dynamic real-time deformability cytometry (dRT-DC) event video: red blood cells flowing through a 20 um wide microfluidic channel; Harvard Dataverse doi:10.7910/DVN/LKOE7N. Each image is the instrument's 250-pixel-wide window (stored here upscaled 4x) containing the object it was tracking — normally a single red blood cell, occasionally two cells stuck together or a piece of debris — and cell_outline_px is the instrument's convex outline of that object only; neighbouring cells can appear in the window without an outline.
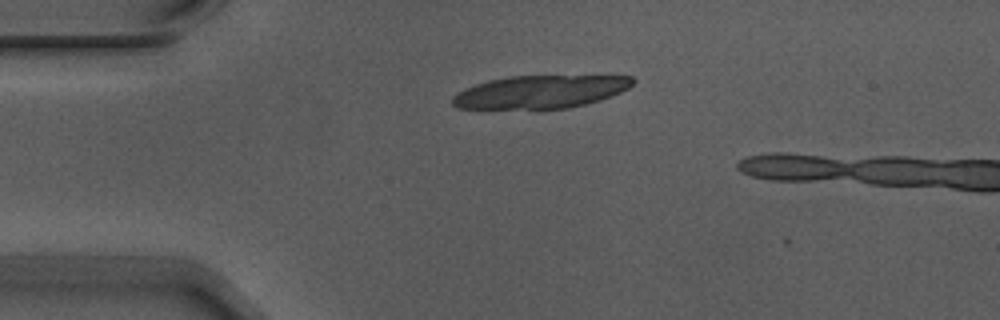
{"species": "Egyptian fruit bat (a non-hibernating species)", "species_latin": "Rousettus aegyptiacus", "temperature_condition": "warm", "stored_images_in_passage": 4, "camera_frame_rate_fps": 3000, "um_per_image_px": 0.085, "animal": {"sex": "male"}, "frame": {"image": 1, "passage_image": 4, "time_ms": 1.0, "image_size_px": [1000, 320], "cell_outline_px": [[636, 80], [628, 88], [612, 96], [600, 100], [568, 108], [456, 108], [452, 104], [452, 96], [456, 92], [464, 88], [488, 80], [508, 76], [632, 76]], "centroid_in_image_um": [45.91, 7.79], "position_along_channel_um": 39.1, "area_um2": 34.39}}